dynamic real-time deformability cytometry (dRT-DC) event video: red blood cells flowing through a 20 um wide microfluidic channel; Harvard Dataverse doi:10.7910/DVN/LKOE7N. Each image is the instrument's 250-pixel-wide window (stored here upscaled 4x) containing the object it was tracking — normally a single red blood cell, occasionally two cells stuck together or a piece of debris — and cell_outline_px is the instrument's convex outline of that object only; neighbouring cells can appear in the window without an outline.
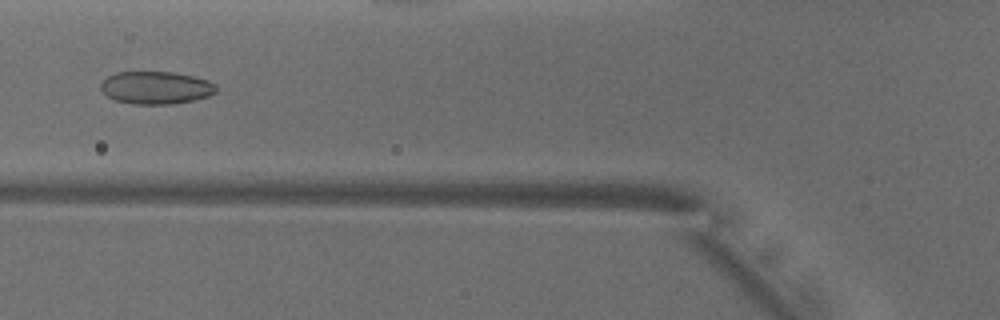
{"species": "common noctule bat (a hibernating species)", "species_latin": "Nyctalus noctula", "temperature_condition": "warm", "stored_images_in_passage": 41, "camera_frame_rate_fps": 3000, "um_per_image_px": 0.085, "animal": {"sex": "male", "body_mass_g": 18.8}, "frame": {"image": 1, "passage_image": 9, "time_ms": 2.667, "image_size_px": [1000, 320], "cell_outline_px": [[216, 92], [208, 96], [192, 100], [172, 104], [132, 104], [116, 100], [108, 96], [100, 88], [100, 84], [108, 76], [116, 72], [172, 72], [192, 76], [208, 80], [216, 84]], "centroid_in_image_um": [13.26, 7.45], "position_along_channel_um": 112.5, "area_um2": 21.85}}
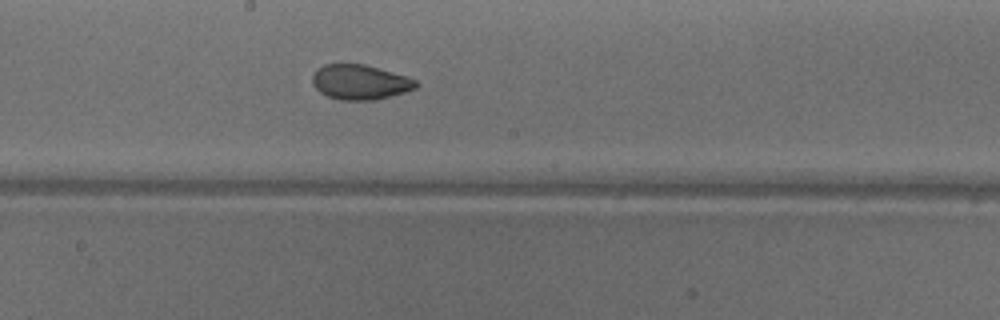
{"frame": {"image": 2, "passage_image": 17, "time_ms": 5.333, "image_size_px": [1000, 320], "cell_outline_px": [[420, 84], [416, 88], [404, 92], [372, 100], [340, 100], [328, 96], [320, 92], [312, 84], [312, 76], [324, 64], [364, 64], [408, 76], [416, 80]], "centroid_in_image_um": [30.62, 6.98], "position_along_channel_um": 217.6, "area_um2": 20.92}}
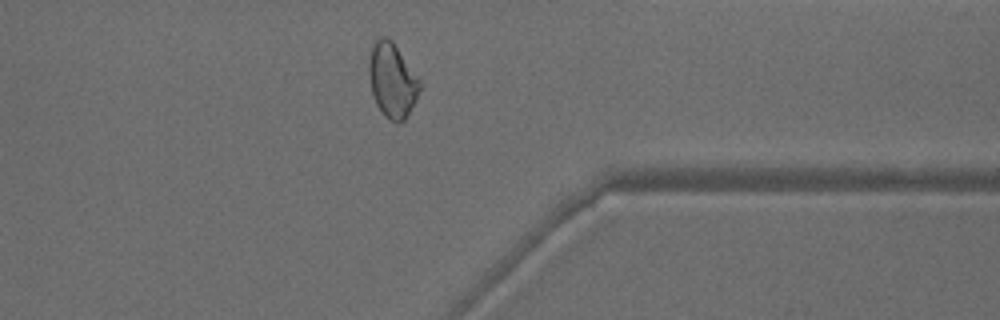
{"frame": {"image": 3, "passage_image": 30, "time_ms": 9.667, "image_size_px": [1000, 320], "cell_outline_px": [[424, 84], [408, 116], [404, 120], [396, 124], [388, 120], [384, 116], [376, 104], [372, 96], [368, 76], [368, 60], [372, 44], [380, 36], [388, 36], [392, 40]], "centroid_in_image_um": [33.35, 6.84], "position_along_channel_um": 378.1, "area_um2": 22.89}, "authors_computed_cell_mechanics": {"area_um2": 22.1374, "velocity_mm_per_s": 3.9316, "shape_relaxation_time_tau1_ms": 8.887, "shape_relaxation_time_tau2_ms": 1.2119, "deformation_change_tau1": 0.1757, "deformation_change_tau2": 0.0587}}